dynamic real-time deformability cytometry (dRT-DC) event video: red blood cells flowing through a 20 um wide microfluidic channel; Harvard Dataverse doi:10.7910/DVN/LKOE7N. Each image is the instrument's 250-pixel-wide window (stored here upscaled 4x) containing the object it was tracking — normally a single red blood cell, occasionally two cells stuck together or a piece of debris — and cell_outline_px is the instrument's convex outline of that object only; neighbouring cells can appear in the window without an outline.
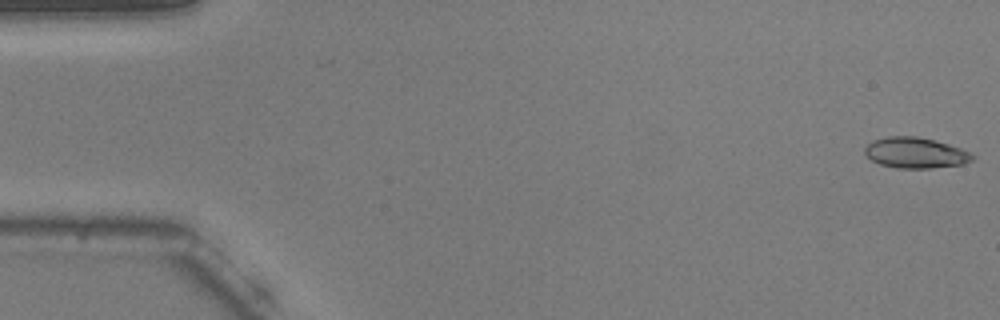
{"species": "common noctule bat (a hibernating species)", "species_latin": "Nyctalus noctula", "temperature_condition": "warm", "stored_images_in_passage": 49, "camera_frame_rate_fps": 3000, "um_per_image_px": 0.085, "animal": {"sex": "male", "body_mass_g": 20.5, "forearm_length_mm": 52.5}, "frame": {"image": 1, "passage_image": 1, "time_ms": 0.0, "image_size_px": [1000, 320], "cell_outline_px": [[976, 156], [972, 160], [964, 164], [932, 168], [896, 168], [880, 164], [872, 160], [864, 152], [864, 148], [872, 140], [888, 136], [916, 136], [936, 140], [960, 148]], "centroid_in_image_um": [77.81, 12.98], "position_along_channel_um": 7.2, "area_um2": 19.31}}
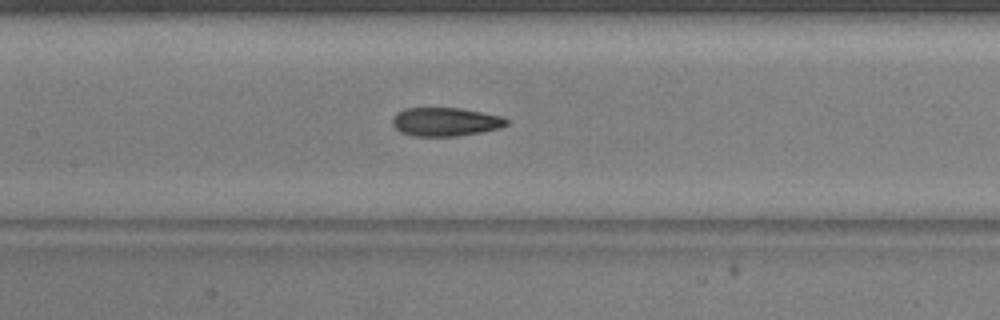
{"frame": {"image": 2, "passage_image": 25, "time_ms": 8.0, "image_size_px": [1000, 320], "cell_outline_px": [[512, 120], [508, 124], [500, 128], [460, 136], [412, 136], [400, 132], [392, 124], [392, 116], [396, 112], [404, 108], [460, 108], [500, 116]], "centroid_in_image_um": [37.84, 10.35], "position_along_channel_um": 169.6, "area_um2": 19.19}}
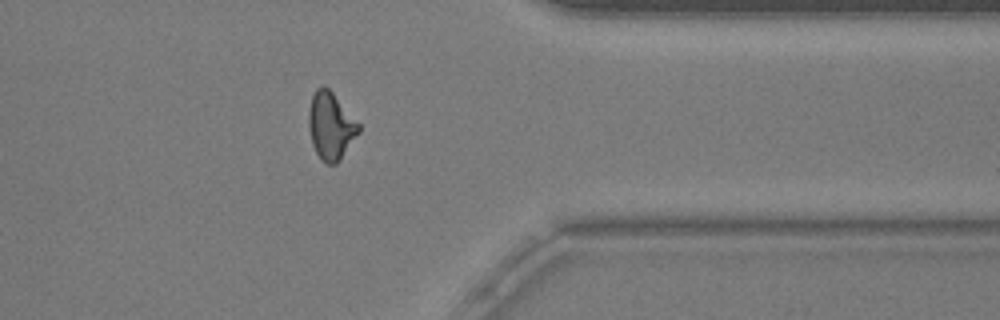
{"frame": {"image": 3, "passage_image": 43, "time_ms": 14.0, "image_size_px": [1000, 320], "cell_outline_px": [[360, 132], [340, 160], [336, 164], [324, 164], [320, 160], [312, 144], [308, 128], [308, 112], [312, 96], [316, 88], [324, 84], [332, 92], [360, 124]], "centroid_in_image_um": [28.1, 10.72], "position_along_channel_um": 383.3, "area_um2": 19.83}}